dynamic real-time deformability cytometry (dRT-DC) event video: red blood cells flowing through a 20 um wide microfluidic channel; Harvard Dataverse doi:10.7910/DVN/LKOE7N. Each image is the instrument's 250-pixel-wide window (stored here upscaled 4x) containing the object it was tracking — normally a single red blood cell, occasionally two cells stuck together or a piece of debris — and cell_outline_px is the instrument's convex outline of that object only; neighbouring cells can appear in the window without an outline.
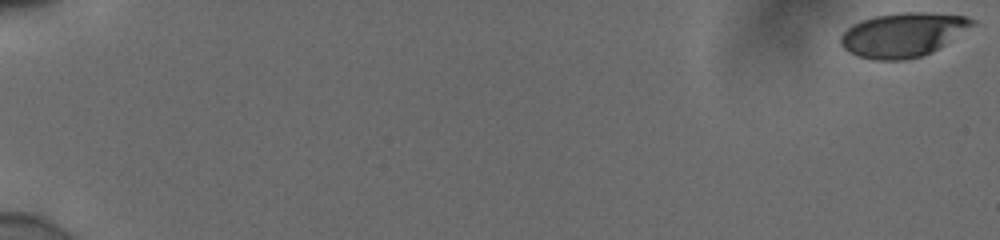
{"species": "human", "species_latin": "Homo sapiens", "temperature_condition": "cold", "stored_images_in_passage": 56, "camera_frame_rate_fps": 3000, "um_per_image_px": 0.085, "donor": {"sex": "male"}, "frame": {"image": 1, "passage_image": 1, "time_ms": 0.0, "image_size_px": [1000, 240], "cell_outline_px": [[976, 24], [932, 52], [920, 56], [904, 60], [876, 60], [860, 56], [844, 48], [840, 44], [840, 36], [852, 24], [860, 20], [876, 16], [904, 12], [924, 12], [964, 16], [976, 20]], "centroid_in_image_um": [76.75, 2.94], "position_along_channel_um": 8.2, "area_um2": 33.52}}
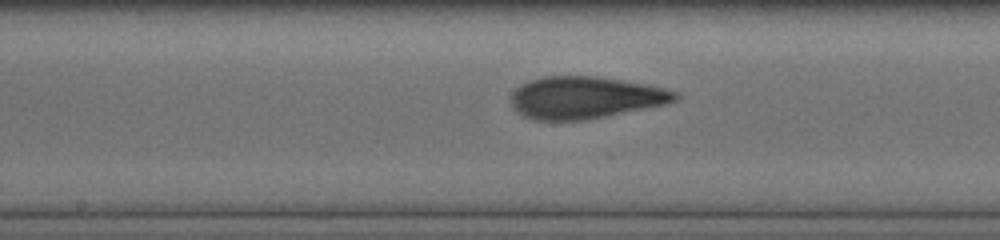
{"frame": {"image": 2, "passage_image": 32, "time_ms": 10.333, "image_size_px": [1000, 240], "cell_outline_px": [[680, 96], [676, 100], [664, 104], [584, 120], [536, 120], [524, 116], [516, 112], [512, 108], [512, 92], [520, 84], [528, 80], [544, 76], [596, 76], [644, 84], [664, 88], [680, 92]], "centroid_in_image_um": [49.7, 8.28], "position_along_channel_um": 198.5, "area_um2": 40.06}}
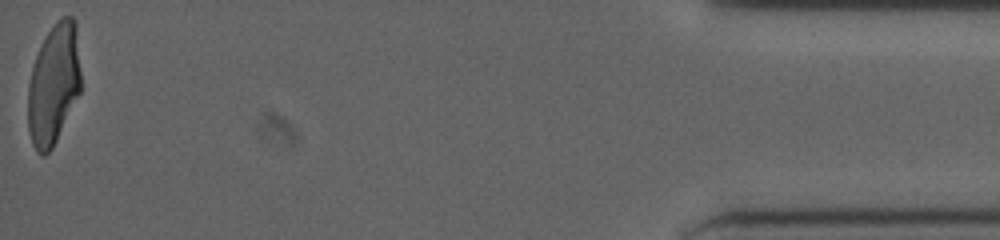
{"frame": {"image": 3, "passage_image": 56, "time_ms": 18.333, "image_size_px": [1000, 240], "cell_outline_px": [[80, 92], [52, 148], [44, 156], [36, 152], [32, 144], [28, 132], [28, 88], [32, 68], [40, 44], [44, 36], [56, 20], [64, 16], [72, 16], [76, 20], [80, 72]], "centroid_in_image_um": [4.55, 7.14], "position_along_channel_um": 430.6, "area_um2": 37.34}, "authors_computed_cell_mechanics": {"area_um2": 38.3503, "velocity_mm_per_s": 3.8948, "shape_relaxation_time_tau1_ms": 4.1765, "shape_relaxation_time_tau2_ms": 1.357, "deformation_change_tau1": 0.1745, "deformation_change_tau2": 0.0852}}